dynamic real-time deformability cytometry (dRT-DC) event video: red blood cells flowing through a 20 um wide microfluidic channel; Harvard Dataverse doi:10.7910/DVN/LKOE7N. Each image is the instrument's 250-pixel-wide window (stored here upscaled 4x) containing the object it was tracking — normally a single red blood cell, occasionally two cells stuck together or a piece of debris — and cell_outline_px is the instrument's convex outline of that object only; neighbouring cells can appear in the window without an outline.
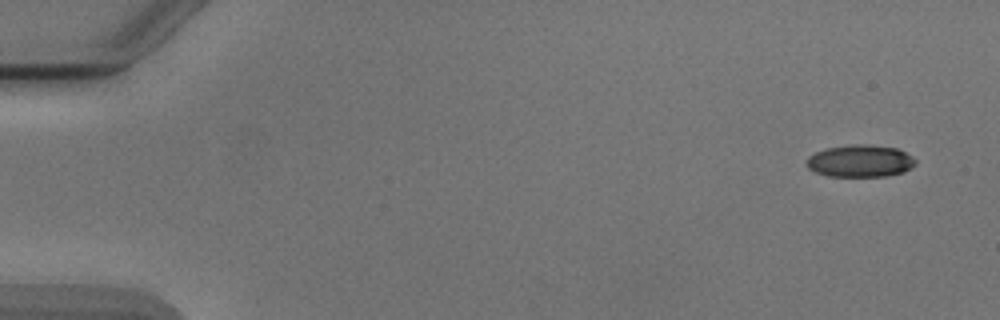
{"species": "Egyptian fruit bat (a non-hibernating species)", "species_latin": "Rousettus aegyptiacus", "temperature_condition": "cold", "stored_images_in_passage": 7, "camera_frame_rate_fps": 3000, "um_per_image_px": 0.085, "animal": {"sex": "male"}, "frame": {"image": 1, "passage_image": 1, "time_ms": 0.0, "image_size_px": [1000, 320], "cell_outline_px": [[916, 164], [904, 172], [884, 176], [828, 176], [816, 172], [808, 168], [808, 156], [824, 148], [848, 144], [868, 144], [896, 148], [912, 156], [916, 160]], "centroid_in_image_um": [73.12, 13.67], "position_along_channel_um": 11.9, "area_um2": 20.46}}
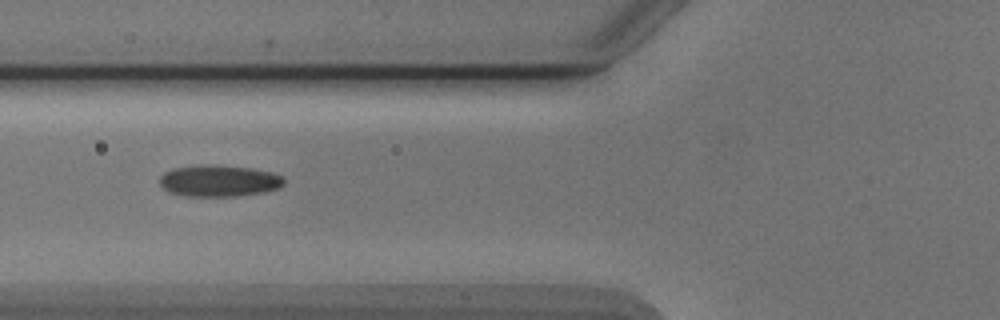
{"frame": {"image": 2, "passage_image": 6, "time_ms": 6.0, "image_size_px": [1000, 320], "cell_outline_px": [[284, 184], [280, 188], [264, 192], [236, 196], [184, 196], [168, 192], [160, 184], [160, 176], [164, 172], [172, 168], [204, 164], [212, 164], [252, 168], [272, 172], [280, 176], [284, 180]], "centroid_in_image_um": [18.6, 15.36], "position_along_channel_um": 107.2, "area_um2": 23.06}}
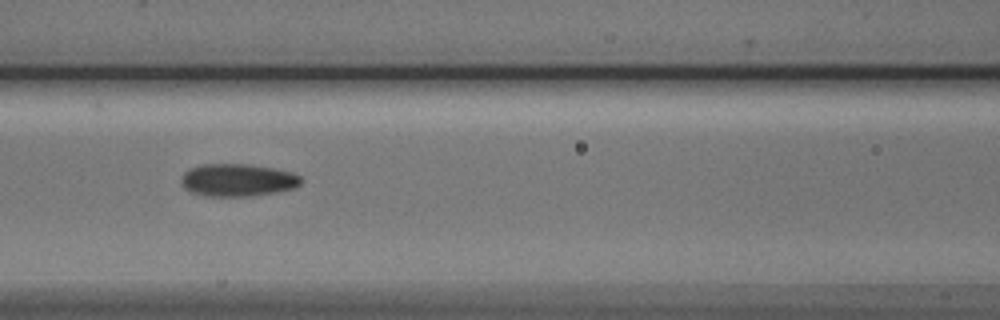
{"frame": {"image": 3, "passage_image": 7, "time_ms": 7.0, "image_size_px": [1000, 320], "cell_outline_px": [[304, 180], [300, 184], [292, 188], [276, 192], [252, 196], [204, 196], [192, 192], [184, 188], [180, 180], [184, 172], [188, 168], [204, 164], [248, 164], [272, 168], [292, 172], [300, 176]], "centroid_in_image_um": [20.18, 15.3], "position_along_channel_um": 146.4, "area_um2": 22.83}}